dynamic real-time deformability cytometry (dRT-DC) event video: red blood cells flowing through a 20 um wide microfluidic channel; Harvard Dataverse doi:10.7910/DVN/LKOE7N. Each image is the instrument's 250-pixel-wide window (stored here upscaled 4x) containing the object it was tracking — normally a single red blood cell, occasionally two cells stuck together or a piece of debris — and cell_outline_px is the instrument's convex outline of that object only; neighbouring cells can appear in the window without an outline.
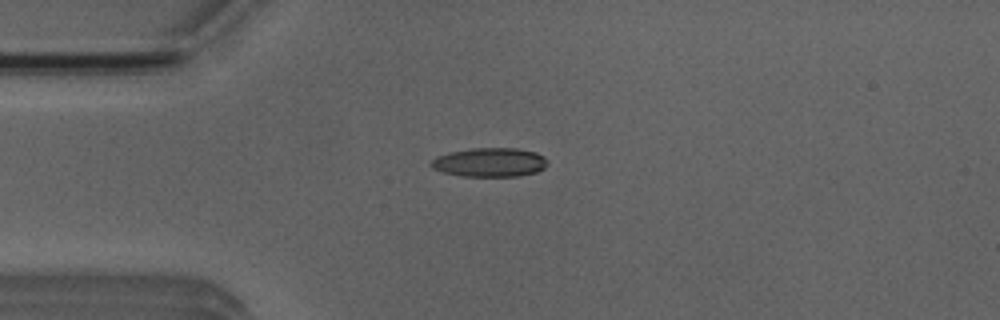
{"species": "Egyptian fruit bat (a non-hibernating species)", "species_latin": "Rousettus aegyptiacus", "temperature_condition": "room temperature", "stored_images_in_passage": 34, "camera_frame_rate_fps": 3000, "um_per_image_px": 0.085, "animal": {"sex": "male"}, "frame": {"image": 1, "passage_image": 2, "time_ms": 0.333, "image_size_px": [1000, 320], "cell_outline_px": [[548, 164], [544, 168], [536, 172], [520, 176], [464, 176], [444, 172], [432, 168], [428, 164], [436, 156], [452, 152], [472, 148], [516, 148], [536, 152], [544, 156], [548, 160]], "centroid_in_image_um": [41.66, 13.79], "position_along_channel_um": 43.3, "area_um2": 19.71}}
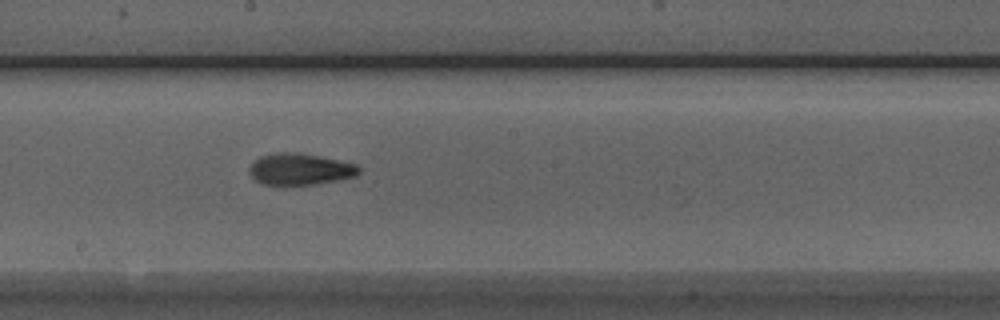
{"frame": {"image": 2, "passage_image": 17, "time_ms": 5.333, "image_size_px": [1000, 320], "cell_outline_px": [[360, 172], [356, 176], [336, 180], [312, 184], [264, 184], [256, 180], [252, 176], [252, 164], [260, 156], [276, 152], [292, 152], [316, 156], [356, 164], [360, 168]], "centroid_in_image_um": [25.53, 14.37], "position_along_channel_um": 222.7, "area_um2": 19.42}}
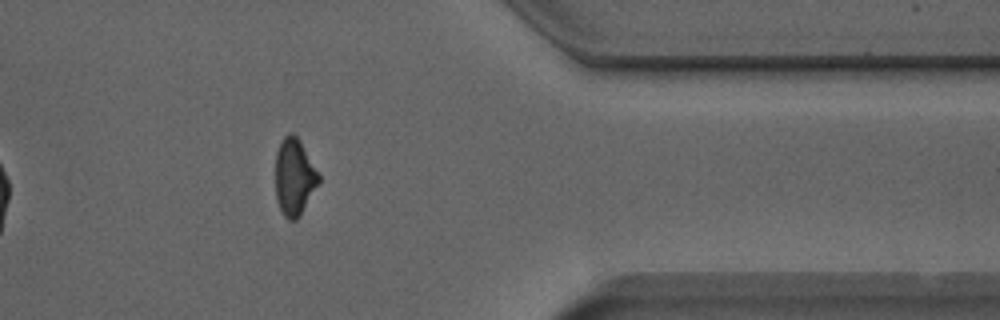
{"frame": {"image": 3, "passage_image": 31, "time_ms": 10.0, "image_size_px": [1000, 320], "cell_outline_px": [[320, 180], [300, 216], [296, 220], [288, 220], [284, 216], [276, 200], [276, 152], [284, 136], [288, 132], [292, 132], [300, 140], [320, 176]], "centroid_in_image_um": [25.01, 15.04], "position_along_channel_um": 386.4, "area_um2": 19.25}, "authors_computed_cell_mechanics": {"area_um2": 19.7098, "velocity_mm_per_s": 3.9425, "shape_relaxation_time_tau1_ms": 5.3691, "shape_relaxation_time_tau2_ms": 2.8225, "deformation_change_tau1": 0.2029, "deformation_change_tau2": 0.1161}}